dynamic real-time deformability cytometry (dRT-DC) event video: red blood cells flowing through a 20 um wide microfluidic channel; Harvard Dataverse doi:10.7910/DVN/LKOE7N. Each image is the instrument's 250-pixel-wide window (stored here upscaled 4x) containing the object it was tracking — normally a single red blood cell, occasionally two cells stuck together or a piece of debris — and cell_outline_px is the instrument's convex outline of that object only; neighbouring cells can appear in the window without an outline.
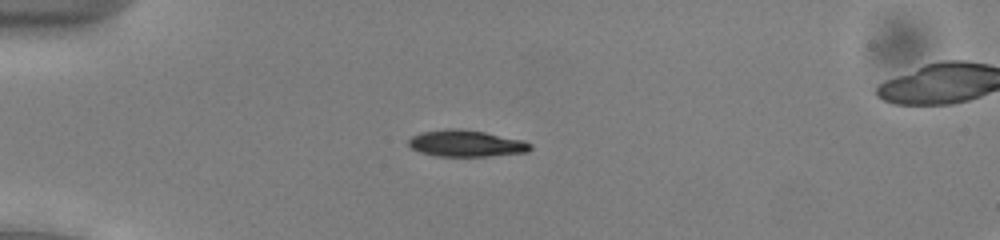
{"species": "common noctule bat (a hibernating species)", "species_latin": "Nyctalus noctula", "temperature_condition": "cold", "stored_images_in_passage": 54, "camera_frame_rate_fps": 3000, "um_per_image_px": 0.085, "animal": {"sex": "male", "body_mass_g": 13.0, "forearm_length_mm": 53.1}, "frame": {"image": 1, "passage_image": 15, "time_ms": 4.667, "image_size_px": [1000, 240], "cell_outline_px": [[532, 148], [528, 152], [492, 156], [436, 156], [420, 152], [412, 148], [408, 144], [408, 140], [412, 136], [420, 132], [448, 128], [460, 128], [484, 132], [524, 140], [532, 144]], "centroid_in_image_um": [39.63, 12.19], "position_along_channel_um": 45.4, "area_um2": 19.02}}
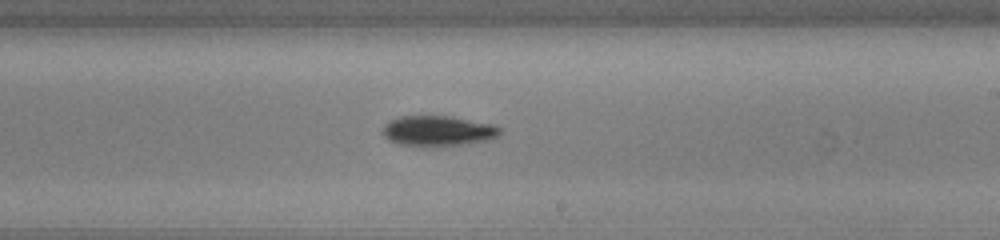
{"frame": {"image": 2, "passage_image": 33, "time_ms": 10.667, "image_size_px": [1000, 240], "cell_outline_px": [[500, 132], [496, 136], [488, 140], [460, 144], [428, 148], [424, 148], [400, 144], [388, 140], [380, 132], [384, 124], [388, 120], [400, 116], [452, 116], [496, 124], [500, 128]], "centroid_in_image_um": [37.17, 11.13], "position_along_channel_um": 251.8, "area_um2": 21.27}}
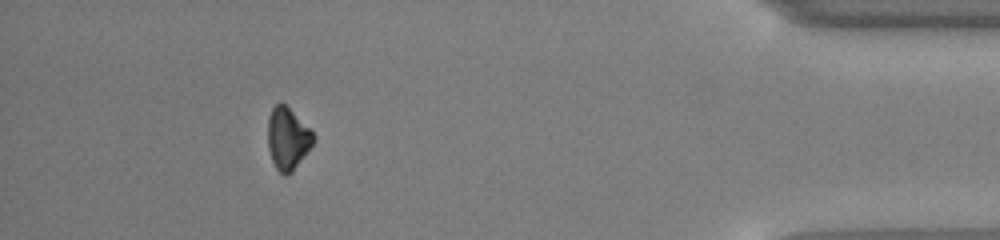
{"frame": {"image": 3, "passage_image": 49, "time_ms": 16.0, "image_size_px": [1000, 240], "cell_outline_px": [[316, 140], [292, 172], [284, 176], [276, 168], [272, 160], [268, 148], [268, 116], [272, 108], [276, 104], [284, 104], [316, 136]], "centroid_in_image_um": [24.44, 11.81], "position_along_channel_um": 410.8, "area_um2": 16.18}, "authors_computed_cell_mechanics": {"area_um2": 18.5827, "velocity_mm_per_s": 3.9157, "shape_relaxation_time_tau1_ms": 1.6944, "shape_relaxation_time_tau2_ms": null, "deformation_change_tau1": 0.0975, "deformation_change_tau2": null}}